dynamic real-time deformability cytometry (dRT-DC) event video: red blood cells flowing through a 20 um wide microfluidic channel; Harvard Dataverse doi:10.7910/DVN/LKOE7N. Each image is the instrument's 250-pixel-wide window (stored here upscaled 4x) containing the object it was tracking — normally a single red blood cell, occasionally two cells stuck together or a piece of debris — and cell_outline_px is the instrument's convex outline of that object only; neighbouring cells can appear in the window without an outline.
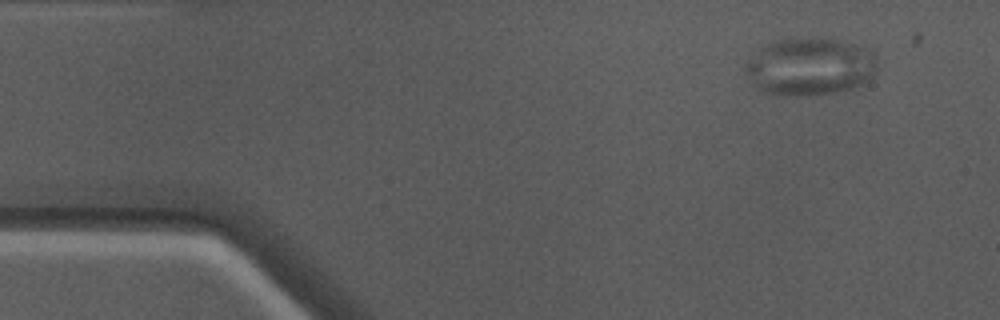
{"species": "Egyptian fruit bat (a non-hibernating species)", "species_latin": "Rousettus aegyptiacus", "temperature_condition": "warm", "stored_images_in_passage": 22, "camera_frame_rate_fps": 3000, "um_per_image_px": 0.085, "animal": {"sex": "male"}, "frame": {"image": 1, "passage_image": 1, "time_ms": 0.0, "image_size_px": [1000, 320], "cell_outline_px": [[876, 68], [872, 76], [868, 80], [852, 88], [836, 92], [808, 96], [780, 96], [764, 92], [756, 88], [752, 84], [744, 72], [744, 64], [764, 44], [772, 40], [796, 36], [800, 36], [836, 40], [864, 44], [876, 56]], "centroid_in_image_um": [68.8, 5.64], "position_along_channel_um": 16.2, "area_um2": 45.37}}